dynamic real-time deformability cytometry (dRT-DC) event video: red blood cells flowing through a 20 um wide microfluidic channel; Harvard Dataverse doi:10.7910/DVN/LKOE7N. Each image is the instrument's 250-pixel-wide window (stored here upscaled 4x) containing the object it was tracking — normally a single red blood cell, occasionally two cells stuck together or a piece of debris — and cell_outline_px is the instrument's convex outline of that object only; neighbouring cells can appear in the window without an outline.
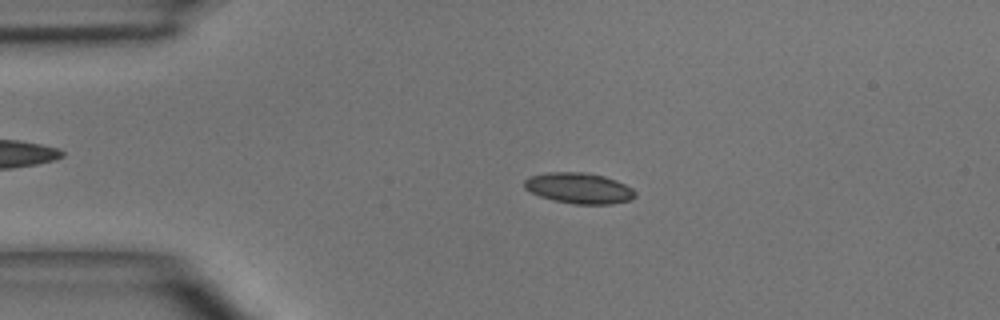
{"species": "common noctule bat (a hibernating species)", "species_latin": "Nyctalus noctula", "temperature_condition": "room temperature", "stored_images_in_passage": 3, "camera_frame_rate_fps": 3000, "um_per_image_px": 0.085, "animal": {"sex": "male", "body_mass_g": 15.6}, "frame": {"image": 1, "passage_image": 2, "time_ms": 1.333, "image_size_px": [1000, 320], "cell_outline_px": [[636, 196], [632, 200], [612, 204], [572, 204], [552, 200], [540, 196], [524, 188], [524, 180], [532, 176], [548, 172], [584, 172], [604, 176], [616, 180], [632, 188], [636, 192]], "centroid_in_image_um": [49.24, 16.0], "position_along_channel_um": 35.8, "area_um2": 19.94}}
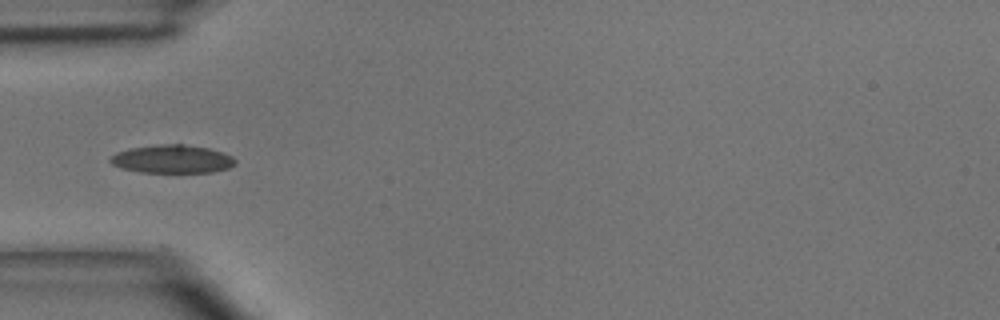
{"frame": {"image": 2, "passage_image": 3, "time_ms": 3.0, "image_size_px": [1000, 320], "cell_outline_px": [[236, 164], [228, 168], [212, 172], [140, 172], [124, 168], [112, 164], [108, 160], [116, 152], [128, 148], [156, 144], [184, 144], [208, 148], [232, 156], [236, 160]], "centroid_in_image_um": [14.63, 13.51], "position_along_channel_um": 70.4, "area_um2": 20.52}}